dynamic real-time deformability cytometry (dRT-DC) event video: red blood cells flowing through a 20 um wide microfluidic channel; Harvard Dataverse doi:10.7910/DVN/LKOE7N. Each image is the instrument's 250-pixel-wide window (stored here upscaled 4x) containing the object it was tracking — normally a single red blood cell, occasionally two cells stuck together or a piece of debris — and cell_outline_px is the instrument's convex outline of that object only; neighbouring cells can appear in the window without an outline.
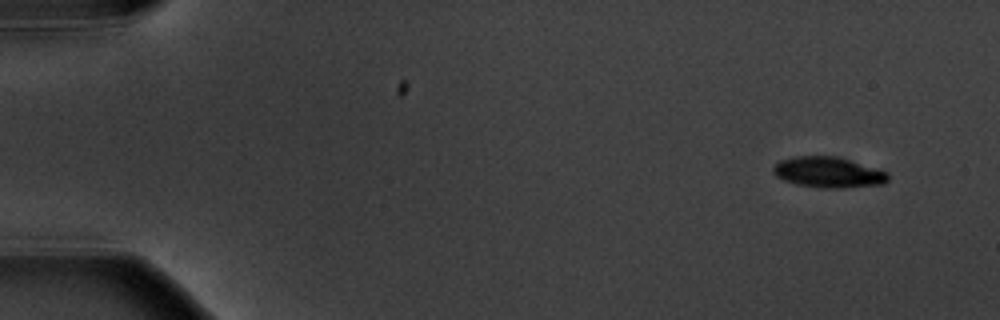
{"species": "common noctule bat (a hibernating species)", "species_latin": "Nyctalus noctula", "temperature_condition": "warm", "stored_images_in_passage": 4, "camera_frame_rate_fps": 3000, "um_per_image_px": 0.085, "animal": {"sex": "male", "body_mass_g": 20.1, "forearm_length_mm": 53.5}, "frame": {"image": 1, "passage_image": 1, "time_ms": 0.0, "image_size_px": [1000, 320], "cell_outline_px": [[888, 180], [884, 184], [844, 188], [820, 188], [796, 184], [784, 180], [776, 176], [772, 172], [772, 168], [780, 160], [792, 156], [840, 156], [888, 172]], "centroid_in_image_um": [70.41, 14.64], "position_along_channel_um": 14.6, "area_um2": 20.81}}